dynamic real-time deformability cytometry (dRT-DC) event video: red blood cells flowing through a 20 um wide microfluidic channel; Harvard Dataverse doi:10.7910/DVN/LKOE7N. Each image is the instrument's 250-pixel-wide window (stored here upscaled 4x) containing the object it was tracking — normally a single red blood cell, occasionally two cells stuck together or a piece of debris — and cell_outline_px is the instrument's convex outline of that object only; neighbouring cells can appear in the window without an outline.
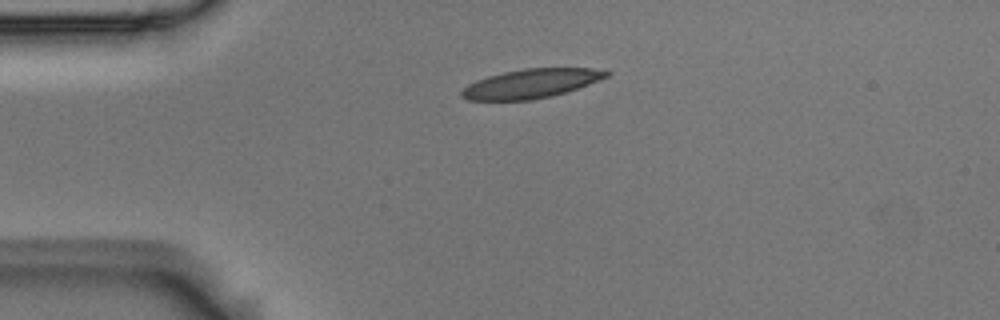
{"species": "Egyptian fruit bat (a non-hibernating species)", "species_latin": "Rousettus aegyptiacus", "temperature_condition": "room temperature", "stored_images_in_passage": 3, "camera_frame_rate_fps": 3000, "um_per_image_px": 0.085, "animal": {"sex": "male"}, "frame": {"image": 1, "passage_image": 3, "time_ms": 0.667, "image_size_px": [1000, 320], "cell_outline_px": [[612, 72], [608, 76], [588, 84], [552, 96], [532, 100], [468, 100], [460, 96], [460, 92], [468, 84], [476, 80], [488, 76], [504, 72], [524, 68], [592, 68]], "centroid_in_image_um": [45.11, 7.1], "position_along_channel_um": 39.9, "area_um2": 24.39}}